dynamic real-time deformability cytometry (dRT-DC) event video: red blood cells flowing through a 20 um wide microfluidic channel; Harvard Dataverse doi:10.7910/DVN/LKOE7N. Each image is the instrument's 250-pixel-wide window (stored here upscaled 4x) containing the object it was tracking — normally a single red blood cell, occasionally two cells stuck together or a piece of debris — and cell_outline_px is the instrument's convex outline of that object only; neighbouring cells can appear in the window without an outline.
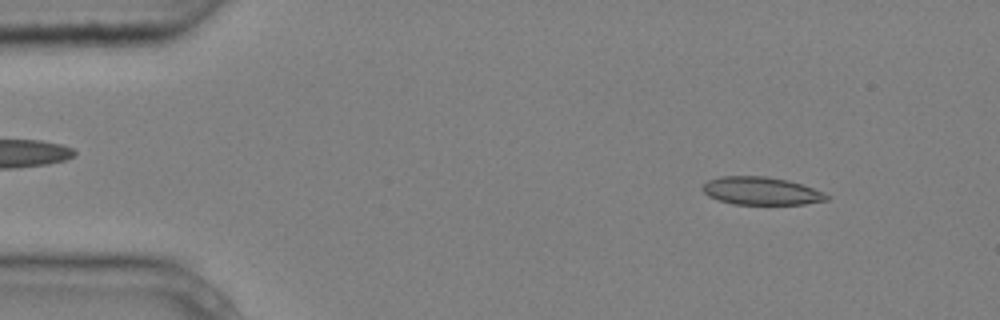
{"species": "common noctule bat (a hibernating species)", "species_latin": "Nyctalus noctula", "temperature_condition": "cold", "stored_images_in_passage": 4, "camera_frame_rate_fps": 3000, "um_per_image_px": 0.085, "animal": {"sex": "male", "body_mass_g": 20.4}, "frame": {"image": 1, "passage_image": 1, "time_ms": 0.0, "image_size_px": [1000, 320], "cell_outline_px": [[832, 196], [828, 200], [804, 204], [732, 204], [708, 196], [700, 188], [708, 180], [720, 176], [768, 176], [788, 180], [824, 192]], "centroid_in_image_um": [64.71, 16.22], "position_along_channel_um": 20.3, "area_um2": 20.23}}
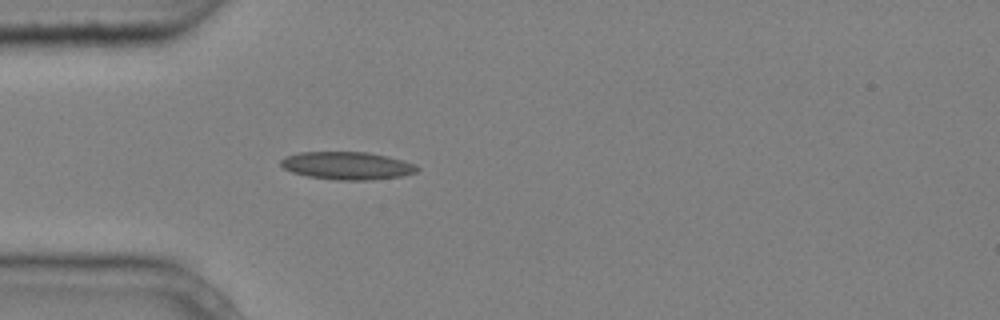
{"frame": {"image": 2, "passage_image": 2, "time_ms": 0.333, "image_size_px": [1000, 320], "cell_outline_px": [[420, 168], [416, 172], [400, 176], [372, 180], [336, 180], [308, 176], [292, 172], [284, 168], [280, 164], [280, 160], [284, 156], [300, 152], [368, 152], [388, 156], [404, 160], [416, 164]], "centroid_in_image_um": [29.52, 14.07], "position_along_channel_um": 55.5, "area_um2": 22.2}}
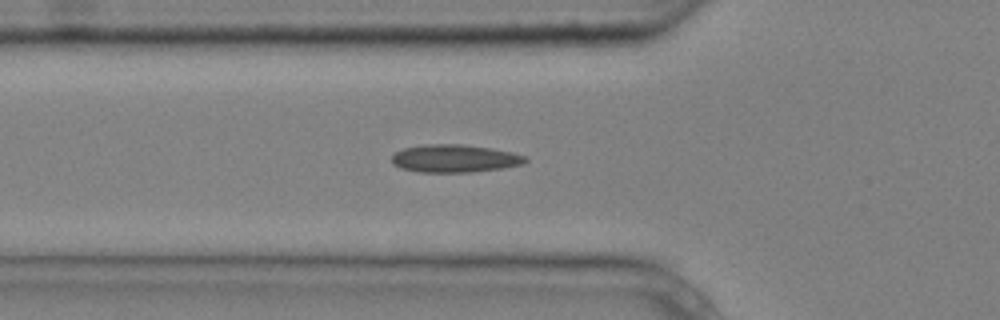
{"frame": {"image": 3, "passage_image": 4, "time_ms": 1.0, "image_size_px": [1000, 320], "cell_outline_px": [[528, 160], [524, 164], [504, 168], [472, 172], [420, 172], [400, 168], [392, 164], [392, 152], [404, 148], [424, 144], [464, 144], [492, 148], [512, 152], [524, 156]], "centroid_in_image_um": [38.63, 13.47], "position_along_channel_um": 87.2, "area_um2": 21.91}}